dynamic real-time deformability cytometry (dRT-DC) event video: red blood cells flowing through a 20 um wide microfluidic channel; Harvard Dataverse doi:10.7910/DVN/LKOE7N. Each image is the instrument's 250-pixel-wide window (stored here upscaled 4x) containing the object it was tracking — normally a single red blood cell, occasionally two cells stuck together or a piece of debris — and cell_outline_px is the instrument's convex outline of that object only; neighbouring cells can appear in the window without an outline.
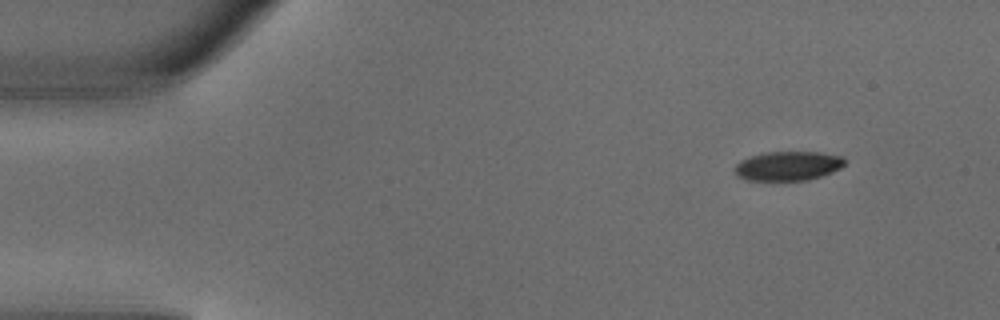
{"species": "common noctule bat (a hibernating species)", "species_latin": "Nyctalus noctula", "temperature_condition": "warm", "stored_images_in_passage": 3, "segment_of_instrument_passage": [2, 2], "camera_frame_rate_fps": 3000, "um_per_image_px": 0.085, "animal": {"sex": "male", "body_mass_g": 18.8}, "frame": {"image": 1, "passage_image": 3, "time_ms": 0.667, "image_size_px": [1000, 320], "cell_outline_px": [[844, 164], [840, 168], [832, 172], [808, 180], [748, 180], [736, 176], [736, 164], [740, 160], [752, 156], [768, 152], [820, 152], [840, 156], [844, 160]], "centroid_in_image_um": [66.97, 14.1], "position_along_channel_um": 18.0, "area_um2": 18.5}}